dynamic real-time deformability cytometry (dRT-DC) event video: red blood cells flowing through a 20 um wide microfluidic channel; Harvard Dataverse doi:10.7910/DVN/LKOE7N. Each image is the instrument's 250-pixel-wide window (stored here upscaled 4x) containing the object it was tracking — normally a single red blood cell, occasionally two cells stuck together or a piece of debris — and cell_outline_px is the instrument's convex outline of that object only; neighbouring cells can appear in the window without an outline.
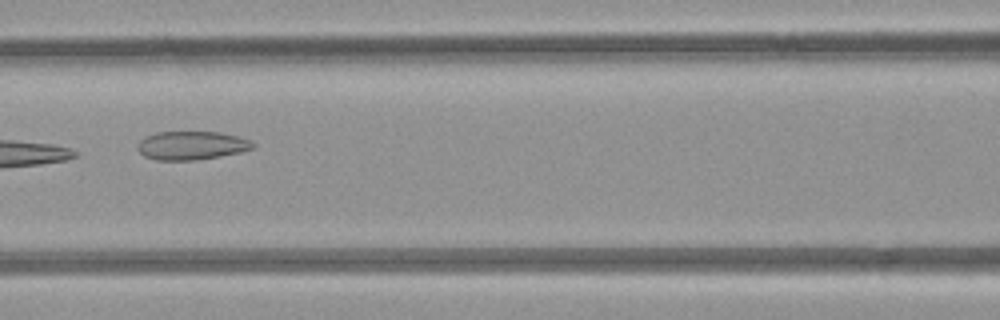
{"species": "common noctule bat (a hibernating species)", "species_latin": "Nyctalus noctula", "temperature_condition": "room temperature", "stored_images_in_passage": 7, "camera_frame_rate_fps": 3000, "um_per_image_px": 0.085, "animal": {"sex": "female", "body_mass_g": 21.9}, "frame": {"image": 1, "passage_image": 7, "time_ms": 7.0, "image_size_px": [1000, 320], "cell_outline_px": [[256, 148], [240, 152], [196, 160], [156, 160], [144, 156], [136, 148], [140, 140], [144, 136], [156, 132], [220, 132], [252, 140], [256, 144]], "centroid_in_image_um": [16.29, 12.36], "position_along_channel_um": 150.3, "area_um2": 19.31}}